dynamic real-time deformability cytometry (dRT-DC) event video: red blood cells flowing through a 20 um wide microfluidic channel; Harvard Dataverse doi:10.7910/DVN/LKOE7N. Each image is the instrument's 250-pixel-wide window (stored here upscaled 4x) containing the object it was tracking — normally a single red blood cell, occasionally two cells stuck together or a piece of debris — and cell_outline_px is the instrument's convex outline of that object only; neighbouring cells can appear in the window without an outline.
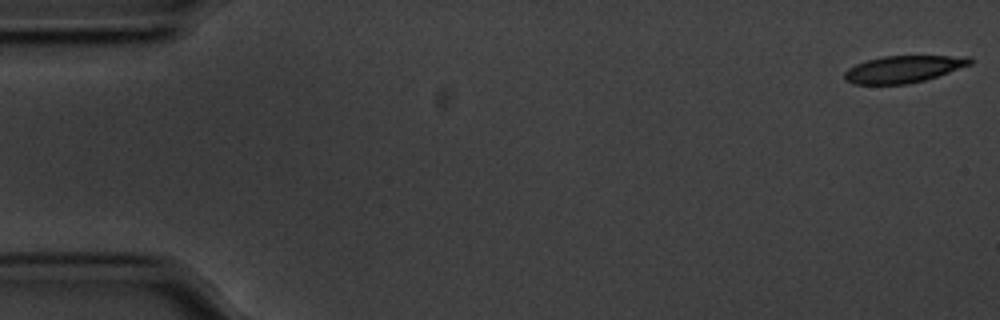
{"species": "common noctule bat (a hibernating species)", "species_latin": "Nyctalus noctula", "temperature_condition": "cold", "stored_images_in_passage": 56, "camera_frame_rate_fps": 3000, "um_per_image_px": 0.085, "animal": {"sex": "male", "body_mass_g": 20.1, "forearm_length_mm": 53.5}, "frame": {"image": 1, "passage_image": 1, "time_ms": 0.0, "image_size_px": [1000, 320], "cell_outline_px": [[972, 64], [924, 80], [908, 84], [852, 84], [844, 80], [844, 72], [848, 68], [856, 64], [868, 60], [884, 56], [972, 56]], "centroid_in_image_um": [76.77, 5.87], "position_along_channel_um": 8.2, "area_um2": 19.65}}
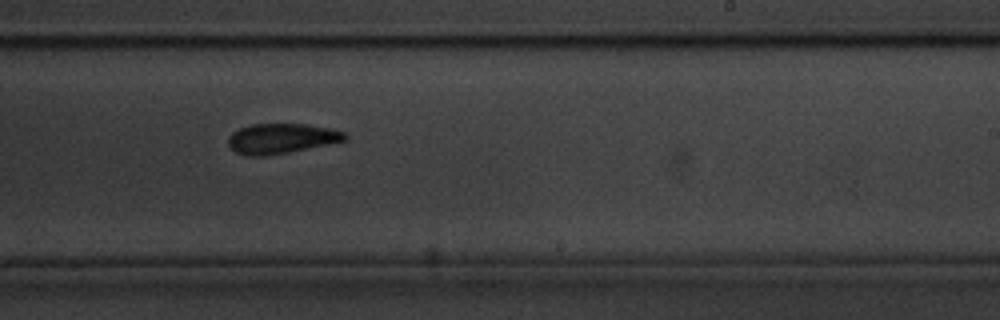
{"frame": {"image": 2, "passage_image": 34, "time_ms": 11.0, "image_size_px": [1000, 320], "cell_outline_px": [[348, 140], [268, 156], [244, 156], [228, 148], [228, 136], [232, 132], [240, 128], [252, 124], [304, 124], [328, 128], [348, 132]], "centroid_in_image_um": [23.9, 11.78], "position_along_channel_um": 265.1, "area_um2": 20.63}}
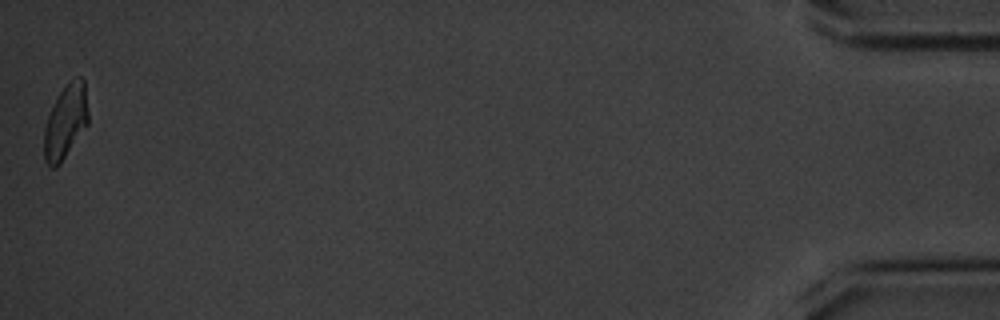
{"frame": {"image": 3, "passage_image": 56, "time_ms": 18.333, "image_size_px": [1000, 320], "cell_outline_px": [[88, 124], [60, 164], [56, 168], [52, 168], [44, 160], [44, 128], [48, 116], [60, 92], [76, 76], [80, 76], [84, 80], [88, 112]], "centroid_in_image_um": [5.58, 10.38], "position_along_channel_um": 429.6, "area_um2": 18.79}, "authors_computed_cell_mechanics": {"area_um2": 20.6346, "velocity_mm_per_s": 3.5317, "shape_relaxation_time_tau1_ms": 3.3664, "shape_relaxation_time_tau2_ms": 2.6607, "deformation_change_tau1": 0.1326, "deformation_change_tau2": 0.0959}}